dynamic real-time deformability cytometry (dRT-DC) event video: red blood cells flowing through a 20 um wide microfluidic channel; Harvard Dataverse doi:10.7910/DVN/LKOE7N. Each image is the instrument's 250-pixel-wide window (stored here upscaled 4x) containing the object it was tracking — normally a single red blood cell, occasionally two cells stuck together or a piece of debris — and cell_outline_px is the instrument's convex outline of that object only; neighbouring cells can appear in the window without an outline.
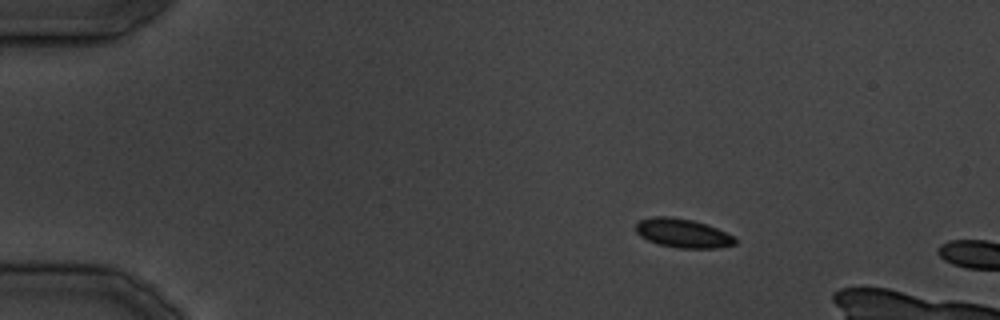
{"species": "common noctule bat (a hibernating species)", "species_latin": "Nyctalus noctula", "temperature_condition": "cold", "stored_images_in_passage": 8, "camera_frame_rate_fps": 3000, "um_per_image_px": 0.085, "animal": {"sex": "male", "body_mass_g": 19.5, "forearm_length_mm": 54.6}, "frame": {"image": 1, "passage_image": 6, "time_ms": 6.667, "image_size_px": [1000, 320], "cell_outline_px": [[736, 244], [716, 248], [680, 248], [660, 244], [648, 240], [640, 236], [636, 232], [636, 224], [640, 220], [652, 216], [672, 216], [692, 220], [708, 224], [736, 236]], "centroid_in_image_um": [58.07, 19.81], "position_along_channel_um": 26.9, "area_um2": 16.88}}